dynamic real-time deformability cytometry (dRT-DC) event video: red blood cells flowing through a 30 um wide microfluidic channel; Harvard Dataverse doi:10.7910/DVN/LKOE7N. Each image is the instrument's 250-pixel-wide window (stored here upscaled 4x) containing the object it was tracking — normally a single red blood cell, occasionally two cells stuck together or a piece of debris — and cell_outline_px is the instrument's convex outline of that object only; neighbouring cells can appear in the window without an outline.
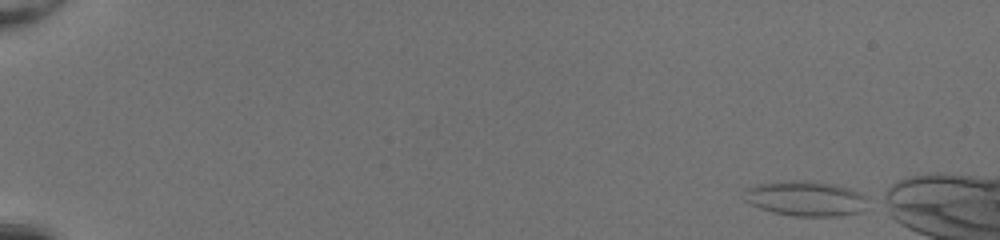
{"species": "common noctule bat (a hibernating species)", "species_latin": "Nyctalus noctula", "temperature_condition": "room temperature", "stored_images_in_passage": 6, "camera_frame_rate_fps": 3000, "um_per_image_px": 0.085, "animal": {"sex": "female", "body_mass_g": 20.0, "forearm_length_mm": 54.0}, "frame": {"image": 1, "passage_image": 1, "time_ms": 0.0, "image_size_px": [1000, 240], "cell_outline_px": [[868, 196], [864, 208], [860, 212], [840, 216], [796, 216], [772, 212], [760, 208], [744, 200], [740, 196], [744, 188], [756, 184], [788, 180], [804, 180], [832, 184], [848, 188], [860, 192]], "centroid_in_image_um": [68.43, 16.86], "position_along_channel_um": 16.6, "area_um2": 25.55}}